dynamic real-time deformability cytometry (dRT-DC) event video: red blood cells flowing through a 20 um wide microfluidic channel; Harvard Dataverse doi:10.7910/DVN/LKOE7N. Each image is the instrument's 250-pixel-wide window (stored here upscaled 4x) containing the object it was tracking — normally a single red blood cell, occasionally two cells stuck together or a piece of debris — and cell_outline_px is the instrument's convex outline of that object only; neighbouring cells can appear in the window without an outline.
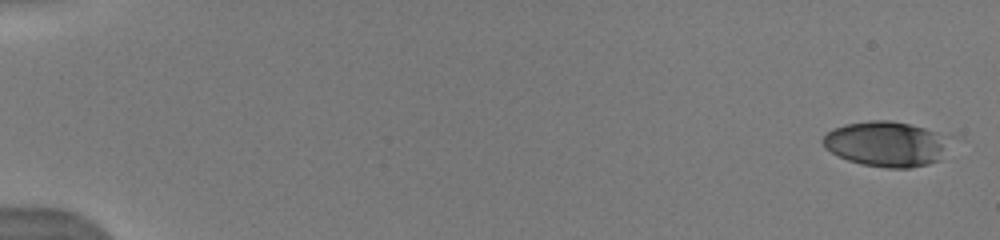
{"species": "human", "species_latin": "Homo sapiens", "temperature_condition": "warm", "stored_images_in_passage": 46, "camera_frame_rate_fps": 3000, "um_per_image_px": 0.085, "donor": {"sex": "male"}, "frame": {"image": 1, "passage_image": 1, "time_ms": 0.0, "image_size_px": [1000, 240], "cell_outline_px": [[964, 136], [940, 160], [928, 164], [908, 168], [884, 168], [860, 164], [848, 160], [824, 148], [820, 140], [832, 128], [844, 124], [868, 120], [888, 120], [908, 124]], "centroid_in_image_um": [75.56, 12.22], "position_along_channel_um": 9.4, "area_um2": 35.26}}
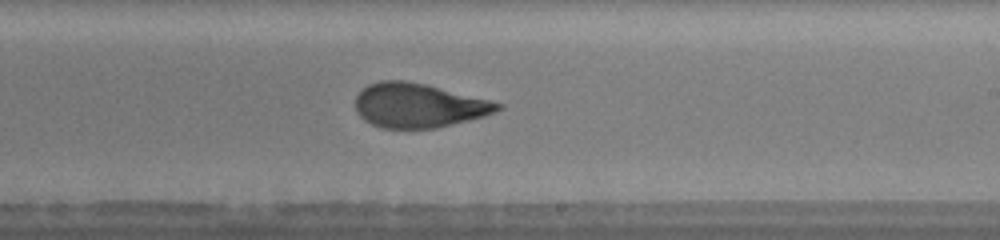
{"frame": {"image": 2, "passage_image": 27, "time_ms": 10.333, "image_size_px": [1000, 240], "cell_outline_px": [[504, 104], [500, 108], [484, 116], [436, 128], [384, 128], [372, 124], [364, 120], [356, 112], [356, 96], [368, 84], [380, 80], [404, 80], [424, 84]], "centroid_in_image_um": [35.52, 8.96], "position_along_channel_um": 253.5, "area_um2": 36.13}}
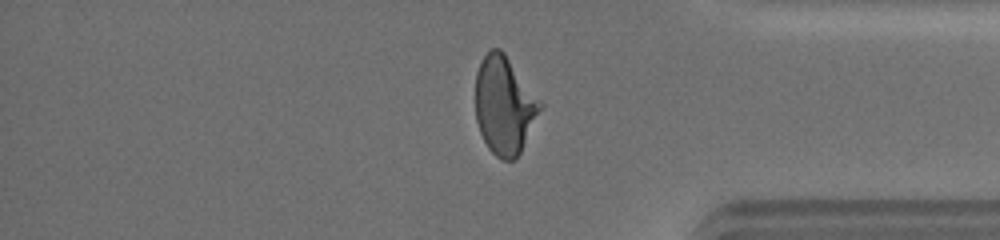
{"frame": {"image": 3, "passage_image": 37, "time_ms": 14.0, "image_size_px": [1000, 240], "cell_outline_px": [[544, 104], [516, 160], [500, 160], [488, 148], [480, 132], [476, 120], [476, 72], [480, 60], [492, 48], [500, 48], [504, 52]], "centroid_in_image_um": [42.87, 8.95], "position_along_channel_um": 392.3, "area_um2": 36.93}, "authors_computed_cell_mechanics": {"area_um2": 36.414, "velocity_mm_per_s": 4.0955, "shape_relaxation_time_tau1_ms": 5.7724, "shape_relaxation_time_tau2_ms": 1.3744, "deformation_change_tau1": 0.2164, "deformation_change_tau2": 0.0876}}